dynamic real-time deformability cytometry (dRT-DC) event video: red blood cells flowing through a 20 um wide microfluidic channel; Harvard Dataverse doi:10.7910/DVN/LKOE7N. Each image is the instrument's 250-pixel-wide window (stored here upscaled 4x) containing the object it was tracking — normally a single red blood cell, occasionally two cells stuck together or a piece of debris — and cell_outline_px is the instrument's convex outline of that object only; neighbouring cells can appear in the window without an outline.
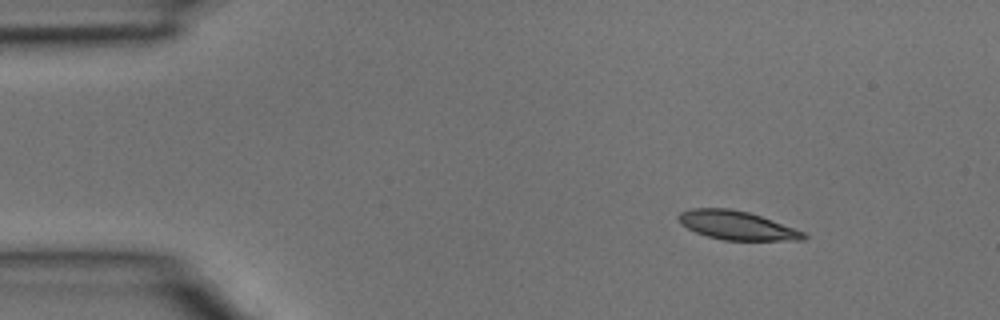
{"species": "common noctule bat (a hibernating species)", "species_latin": "Nyctalus noctula", "temperature_condition": "room temperature", "stored_images_in_passage": 3, "camera_frame_rate_fps": 3000, "um_per_image_px": 0.085, "animal": {"sex": "male", "body_mass_g": 15.6}, "frame": {"image": 1, "passage_image": 1, "time_ms": 0.0, "image_size_px": [1000, 320], "cell_outline_px": [[808, 236], [804, 240], [724, 240], [708, 236], [696, 232], [680, 224], [676, 216], [680, 212], [692, 208], [728, 208], [748, 212], [760, 216], [804, 232]], "centroid_in_image_um": [62.59, 19.15], "position_along_channel_um": 22.4, "area_um2": 20.75}}
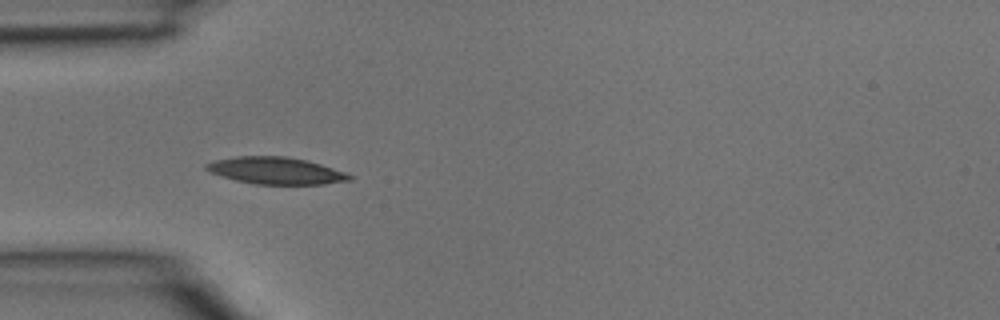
{"frame": {"image": 2, "passage_image": 3, "time_ms": 0.667, "image_size_px": [1000, 320], "cell_outline_px": [[356, 176], [352, 180], [324, 184], [256, 184], [236, 180], [212, 172], [204, 168], [204, 164], [216, 160], [236, 156], [288, 156], [308, 160]], "centroid_in_image_um": [23.5, 14.5], "position_along_channel_um": 61.5, "area_um2": 22.43}}